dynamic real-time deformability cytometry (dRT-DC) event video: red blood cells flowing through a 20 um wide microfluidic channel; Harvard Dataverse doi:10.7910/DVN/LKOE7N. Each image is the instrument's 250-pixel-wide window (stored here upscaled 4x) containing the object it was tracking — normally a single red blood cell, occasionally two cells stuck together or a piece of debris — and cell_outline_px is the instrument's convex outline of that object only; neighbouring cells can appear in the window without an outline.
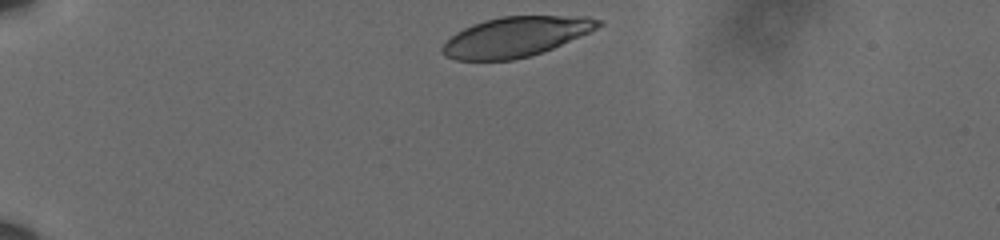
{"species": "human", "species_latin": "Homo sapiens", "temperature_condition": "cold", "stored_images_in_passage": 37, "camera_frame_rate_fps": 3000, "um_per_image_px": 0.085, "donor": {"sex": "male"}, "frame": {"image": 1, "passage_image": 1, "time_ms": 0.0, "image_size_px": [1000, 240], "cell_outline_px": [[604, 24], [580, 36], [544, 52], [512, 60], [456, 60], [444, 56], [440, 52], [440, 48], [456, 32], [472, 24], [484, 20], [500, 16], [588, 16], [604, 20]], "centroid_in_image_um": [43.84, 3.12], "position_along_channel_um": 41.2, "area_um2": 36.36}}
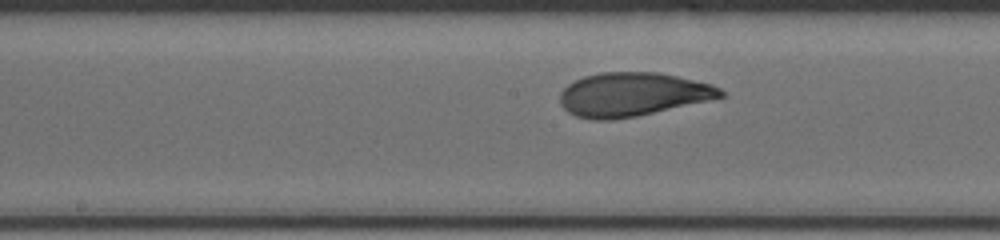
{"frame": {"image": 2, "passage_image": 19, "time_ms": 6.0, "image_size_px": [1000, 240], "cell_outline_px": [[724, 96], [708, 100], [636, 116], [612, 120], [592, 120], [576, 116], [568, 112], [560, 104], [560, 92], [568, 84], [584, 76], [600, 72], [656, 72], [676, 76], [712, 84], [720, 88], [724, 92]], "centroid_in_image_um": [53.72, 8.02], "position_along_channel_um": 194.5, "area_um2": 40.69}}
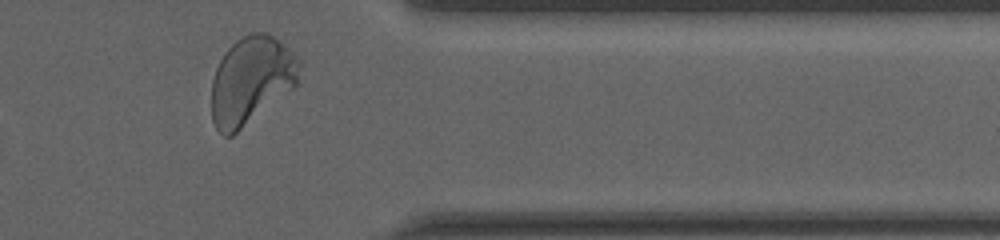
{"frame": {"image": 3, "passage_image": 36, "time_ms": 11.667, "image_size_px": [1000, 240], "cell_outline_px": [[300, 64], [296, 84], [292, 88], [232, 136], [224, 136], [216, 128], [212, 120], [212, 80], [216, 68], [224, 52], [236, 40], [252, 32], [268, 32], [280, 40], [300, 60]], "centroid_in_image_um": [21.33, 6.8], "position_along_channel_um": 390.1, "area_um2": 44.45}, "authors_computed_cell_mechanics": {"area_um2": 40.6912, "velocity_mm_per_s": 3.5821, "shape_relaxation_time_tau1_ms": 3.3698, "shape_relaxation_time_tau2_ms": null, "deformation_change_tau1": 0.1549, "deformation_change_tau2": null}}